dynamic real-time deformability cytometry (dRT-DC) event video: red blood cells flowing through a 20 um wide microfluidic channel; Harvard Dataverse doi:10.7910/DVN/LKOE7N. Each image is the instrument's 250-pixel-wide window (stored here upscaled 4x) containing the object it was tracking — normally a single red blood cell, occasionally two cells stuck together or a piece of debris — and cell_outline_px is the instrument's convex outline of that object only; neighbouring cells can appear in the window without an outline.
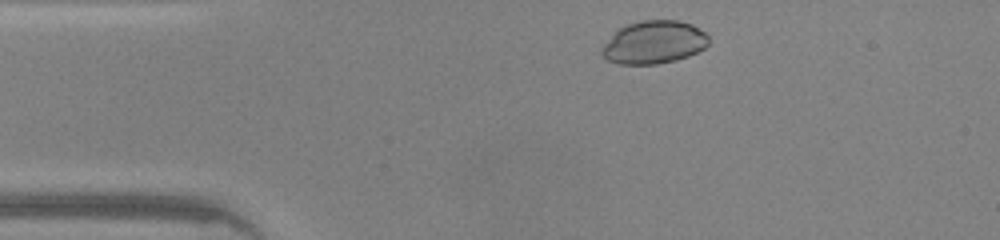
{"species": "common noctule bat (a hibernating species)", "species_latin": "Nyctalus noctula", "temperature_condition": "warm", "stored_images_in_passage": 31, "camera_frame_rate_fps": 3000, "um_per_image_px": 0.085, "animal": {"sex": "male", "body_mass_g": 20.0, "forearm_length_mm": 53.3}, "frame": {"image": 1, "passage_image": 3, "time_ms": 0.667, "image_size_px": [1000, 240], "cell_outline_px": [[708, 44], [704, 48], [688, 56], [676, 60], [656, 64], [620, 64], [608, 60], [600, 52], [600, 48], [624, 24], [640, 20], [680, 20], [692, 24], [704, 32], [708, 36]], "centroid_in_image_um": [55.58, 3.59], "position_along_channel_um": 29.4, "area_um2": 26.7}}
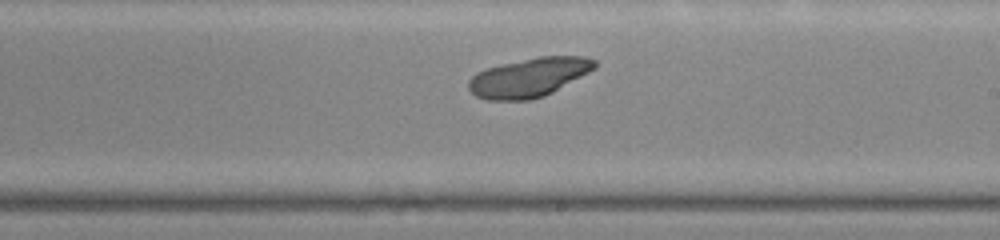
{"frame": {"image": 2, "passage_image": 21, "time_ms": 6.667, "image_size_px": [1000, 240], "cell_outline_px": [[596, 68], [552, 92], [544, 96], [528, 100], [488, 100], [476, 96], [468, 88], [468, 80], [476, 72], [488, 68], [504, 64], [540, 56], [584, 56], [596, 60]], "centroid_in_image_um": [44.96, 6.58], "position_along_channel_um": 244.0, "area_um2": 28.38}}
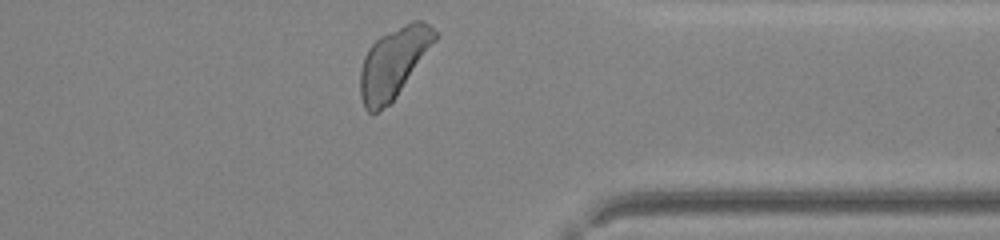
{"frame": {"image": 3, "passage_image": 31, "time_ms": 10.0, "image_size_px": [1000, 240], "cell_outline_px": [[436, 40], [396, 96], [388, 104], [376, 112], [368, 112], [364, 108], [360, 96], [360, 68], [364, 56], [368, 48], [380, 36], [412, 20], [420, 20], [428, 24], [436, 32]], "centroid_in_image_um": [33.41, 5.32], "position_along_channel_um": 378.0, "area_um2": 29.94}, "authors_computed_cell_mechanics": {"area_um2": 28.5532, "velocity_mm_per_s": 4.3253, "shape_relaxation_time_tau1_ms": null, "shape_relaxation_time_tau2_ms": 1.0423, "deformation_change_tau1": null, "deformation_change_tau2": 0.0214}}